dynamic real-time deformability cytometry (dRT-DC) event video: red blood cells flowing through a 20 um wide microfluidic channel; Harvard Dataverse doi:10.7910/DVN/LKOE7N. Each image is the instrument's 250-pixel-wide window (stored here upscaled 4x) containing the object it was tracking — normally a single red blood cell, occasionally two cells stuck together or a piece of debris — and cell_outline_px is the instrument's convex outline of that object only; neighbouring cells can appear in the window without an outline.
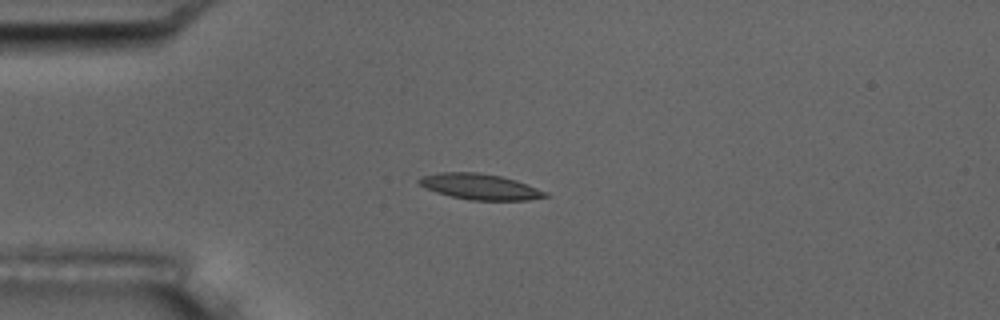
{"species": "common noctule bat (a hibernating species)", "species_latin": "Nyctalus noctula", "temperature_condition": "room temperature", "stored_images_in_passage": 4, "camera_frame_rate_fps": 3000, "um_per_image_px": 0.085, "animal": {"sex": "male", "body_mass_g": 17.5, "forearm_length_mm": 52.3}, "frame": {"image": 1, "passage_image": 1, "time_ms": 0.0, "image_size_px": [1000, 320], "cell_outline_px": [[552, 196], [528, 200], [472, 200], [452, 196], [436, 192], [420, 184], [416, 180], [420, 176], [440, 172], [480, 172], [500, 176], [516, 180], [548, 192]], "centroid_in_image_um": [40.83, 15.86], "position_along_channel_um": 44.2, "area_um2": 18.96}}